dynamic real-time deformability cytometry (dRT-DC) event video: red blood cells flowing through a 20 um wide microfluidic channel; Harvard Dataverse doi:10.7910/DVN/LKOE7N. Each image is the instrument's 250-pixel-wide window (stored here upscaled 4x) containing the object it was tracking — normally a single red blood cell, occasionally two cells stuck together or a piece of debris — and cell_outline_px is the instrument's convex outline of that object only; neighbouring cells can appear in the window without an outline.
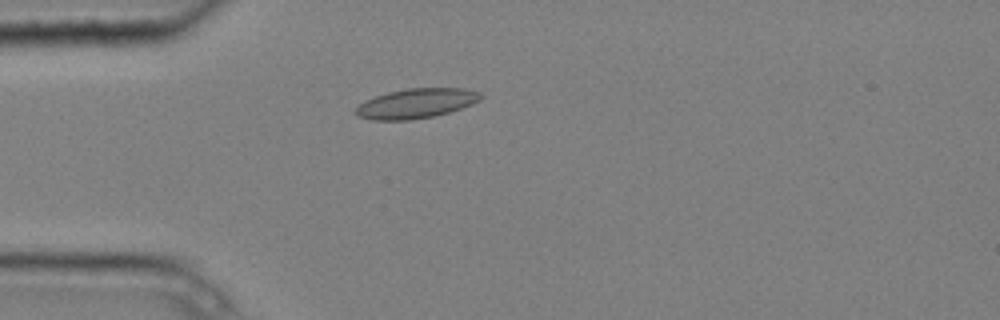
{"species": "common noctule bat (a hibernating species)", "species_latin": "Nyctalus noctula", "temperature_condition": "cold", "stored_images_in_passage": 3, "camera_frame_rate_fps": 3000, "um_per_image_px": 0.085, "animal": {"sex": "male", "body_mass_g": 20.4}, "frame": {"image": 1, "passage_image": 2, "time_ms": 0.333, "image_size_px": [1000, 320], "cell_outline_px": [[484, 96], [480, 100], [472, 104], [448, 112], [432, 116], [412, 120], [372, 120], [356, 116], [352, 112], [364, 100], [388, 92], [408, 88], [464, 88], [480, 92]], "centroid_in_image_um": [35.35, 8.79], "position_along_channel_um": 49.7, "area_um2": 21.73}}